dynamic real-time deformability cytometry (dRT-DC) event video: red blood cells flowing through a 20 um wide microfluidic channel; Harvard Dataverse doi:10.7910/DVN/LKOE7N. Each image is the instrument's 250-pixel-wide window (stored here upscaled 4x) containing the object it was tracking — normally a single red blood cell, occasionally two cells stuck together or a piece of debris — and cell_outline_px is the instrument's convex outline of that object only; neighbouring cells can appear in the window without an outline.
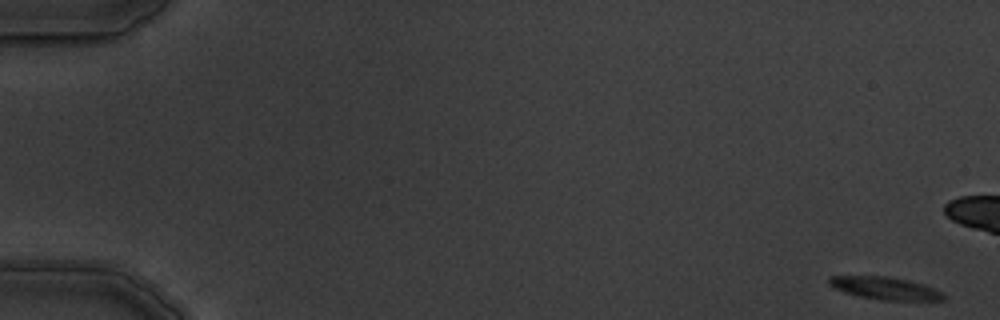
{"species": "common noctule bat (a hibernating species)", "species_latin": "Nyctalus noctula", "temperature_condition": "warm", "stored_images_in_passage": 8, "camera_frame_rate_fps": 3000, "um_per_image_px": 0.085, "animal": {"sex": "male", "body_mass_g": 19.5, "forearm_length_mm": 54.6}, "frame": {"image": 1, "passage_image": 1, "time_ms": 0.0, "image_size_px": [1000, 320], "cell_outline_px": [[944, 300], [884, 300], [860, 296], [844, 292], [828, 284], [828, 276], [888, 276], [908, 280], [924, 284], [940, 292], [944, 296]], "centroid_in_image_um": [75.2, 24.49], "position_along_channel_um": 9.8, "area_um2": 14.8}}